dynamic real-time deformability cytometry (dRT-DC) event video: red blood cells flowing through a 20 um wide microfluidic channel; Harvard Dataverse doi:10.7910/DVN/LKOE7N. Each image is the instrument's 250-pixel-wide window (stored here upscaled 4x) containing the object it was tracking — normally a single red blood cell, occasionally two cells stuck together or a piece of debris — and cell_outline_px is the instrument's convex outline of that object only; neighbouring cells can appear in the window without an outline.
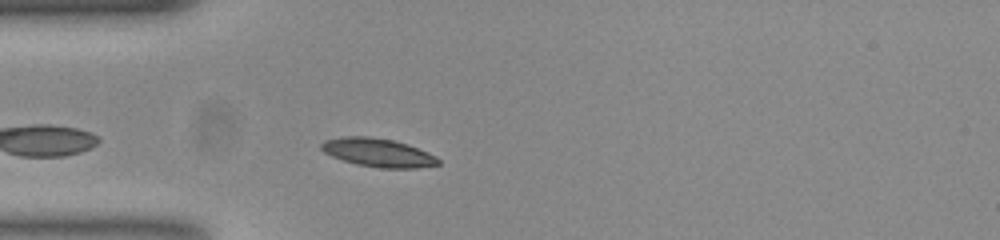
{"species": "common noctule bat (a hibernating species)", "species_latin": "Nyctalus noctula", "temperature_condition": "room temperature", "stored_images_in_passage": 29, "camera_frame_rate_fps": 3000, "um_per_image_px": 0.085, "animal": {"sex": "female", "body_mass_g": 23.0, "forearm_length_mm": 53.4}, "frame": {"image": 1, "passage_image": 5, "time_ms": 1.333, "image_size_px": [1000, 240], "cell_outline_px": [[440, 164], [416, 168], [380, 168], [356, 164], [332, 156], [324, 152], [320, 148], [320, 144], [324, 140], [344, 136], [368, 136], [392, 140], [408, 144], [428, 152], [436, 156], [440, 160]], "centroid_in_image_um": [32.13, 12.97], "position_along_channel_um": 52.9, "area_um2": 19.42}}
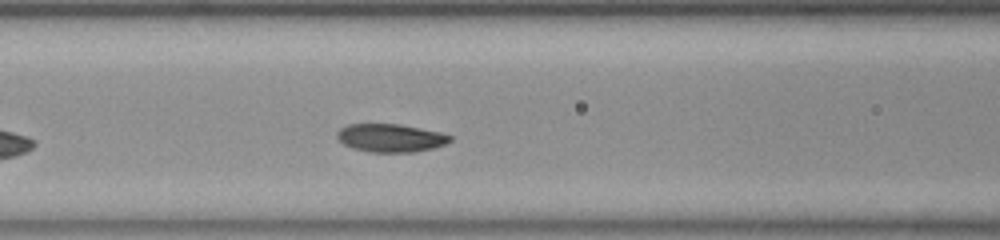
{"frame": {"image": 2, "passage_image": 12, "time_ms": 3.667, "image_size_px": [1000, 240], "cell_outline_px": [[452, 140], [444, 144], [432, 148], [412, 152], [368, 152], [352, 148], [344, 144], [336, 136], [336, 132], [340, 128], [348, 124], [400, 124], [440, 132], [452, 136]], "centroid_in_image_um": [33.17, 11.72], "position_along_channel_um": 133.4, "area_um2": 18.5}}
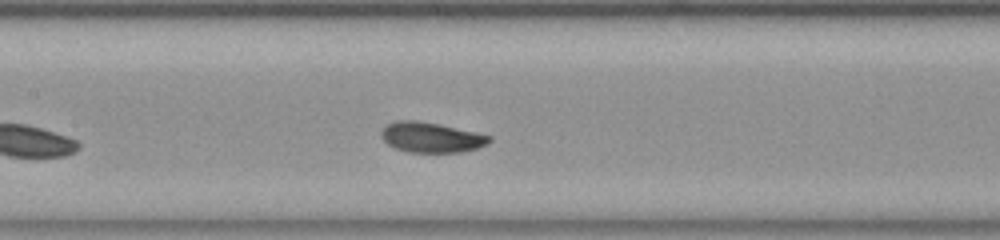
{"frame": {"image": 3, "passage_image": 15, "time_ms": 4.667, "image_size_px": [1000, 240], "cell_outline_px": [[492, 140], [488, 144], [476, 148], [460, 152], [408, 152], [396, 148], [388, 144], [380, 136], [380, 132], [384, 124], [396, 120], [416, 120], [436, 124], [492, 136]], "centroid_in_image_um": [36.6, 11.67], "position_along_channel_um": 170.8, "area_um2": 18.9}}